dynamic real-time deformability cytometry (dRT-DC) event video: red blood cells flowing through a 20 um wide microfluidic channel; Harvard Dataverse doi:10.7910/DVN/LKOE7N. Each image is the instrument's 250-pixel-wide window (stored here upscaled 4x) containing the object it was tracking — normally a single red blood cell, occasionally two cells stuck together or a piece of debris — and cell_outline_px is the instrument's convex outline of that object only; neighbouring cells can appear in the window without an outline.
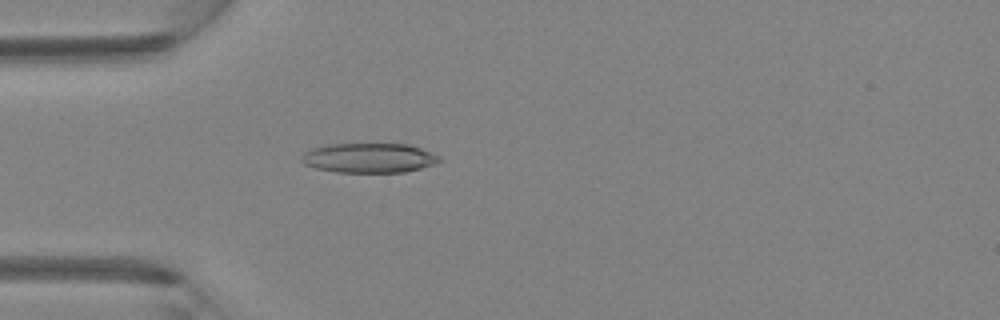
{"species": "Egyptian fruit bat (a non-hibernating species)", "species_latin": "Rousettus aegyptiacus", "temperature_condition": "room temperature", "stored_images_in_passage": 40, "camera_frame_rate_fps": 3000, "um_per_image_px": 0.085, "animal": {"sex": "female"}, "frame": {"image": 1, "passage_image": 12, "time_ms": 3.667, "image_size_px": [1000, 320], "cell_outline_px": [[444, 160], [420, 168], [404, 172], [336, 172], [316, 168], [304, 164], [300, 160], [300, 156], [308, 148], [328, 144], [408, 144], [420, 148], [440, 156]], "centroid_in_image_um": [31.32, 13.42], "position_along_channel_um": 53.7, "area_um2": 23.93}}
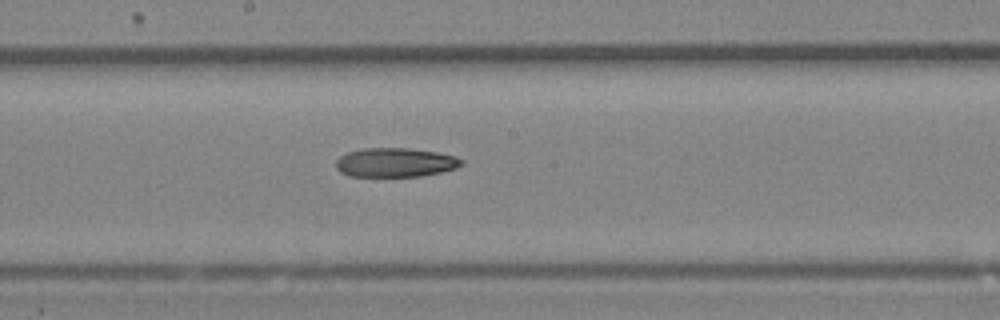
{"frame": {"image": 2, "passage_image": 22, "time_ms": 7.0, "image_size_px": [1000, 320], "cell_outline_px": [[464, 164], [456, 168], [440, 172], [420, 176], [348, 176], [340, 172], [336, 168], [336, 160], [340, 156], [348, 152], [364, 148], [408, 148], [436, 152], [456, 156], [464, 160]], "centroid_in_image_um": [33.61, 13.81], "position_along_channel_um": 214.6, "area_um2": 21.33}}
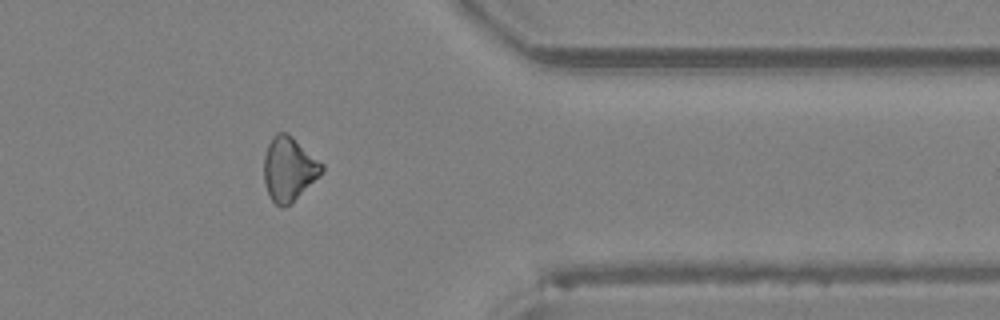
{"frame": {"image": 3, "passage_image": 33, "time_ms": 10.667, "image_size_px": [1000, 320], "cell_outline_px": [[324, 168], [284, 208], [280, 208], [272, 200], [264, 184], [264, 156], [268, 144], [272, 136], [276, 132], [288, 132], [324, 164]], "centroid_in_image_um": [24.5, 14.29], "position_along_channel_um": 386.9, "area_um2": 21.04}}